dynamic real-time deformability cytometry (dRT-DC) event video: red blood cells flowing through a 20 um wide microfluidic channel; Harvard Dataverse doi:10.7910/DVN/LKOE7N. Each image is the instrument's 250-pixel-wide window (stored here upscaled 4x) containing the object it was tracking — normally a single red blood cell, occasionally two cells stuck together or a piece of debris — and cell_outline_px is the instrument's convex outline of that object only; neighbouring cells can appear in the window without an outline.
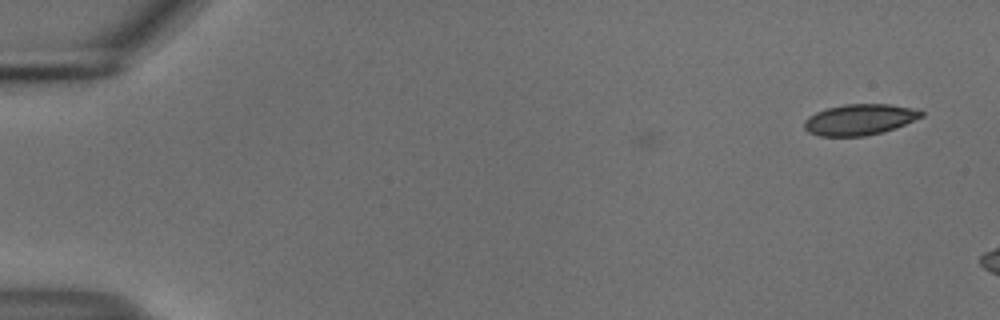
{"species": "common noctule bat (a hibernating species)", "species_latin": "Nyctalus noctula", "temperature_condition": "cold", "stored_images_in_passage": 8, "camera_frame_rate_fps": 3000, "um_per_image_px": 0.085, "animal": {"sex": "male", "body_mass_g": 18.8}, "frame": {"image": 1, "passage_image": 8, "time_ms": 2.333, "image_size_px": [1000, 320], "cell_outline_px": [[924, 116], [896, 128], [864, 136], [820, 136], [808, 132], [804, 128], [804, 120], [808, 116], [816, 112], [828, 108], [844, 104], [888, 104], [920, 108], [924, 112]], "centroid_in_image_um": [73.1, 10.15], "position_along_channel_um": 11.9, "area_um2": 21.27}}